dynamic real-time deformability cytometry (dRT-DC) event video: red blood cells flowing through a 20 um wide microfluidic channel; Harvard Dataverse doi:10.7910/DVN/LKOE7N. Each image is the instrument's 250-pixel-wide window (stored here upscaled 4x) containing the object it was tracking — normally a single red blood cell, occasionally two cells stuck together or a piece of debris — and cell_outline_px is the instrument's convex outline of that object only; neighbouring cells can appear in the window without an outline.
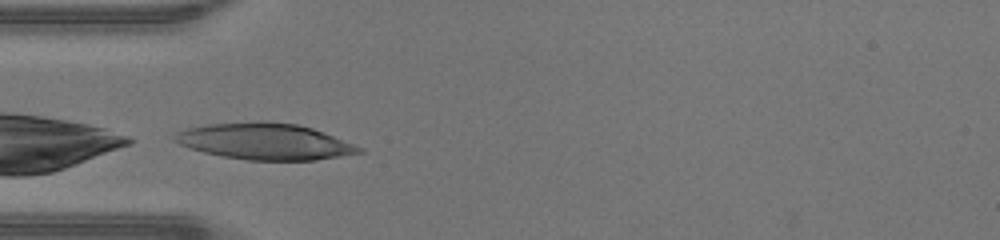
{"species": "human", "species_latin": "Homo sapiens", "temperature_condition": "warm", "stored_images_in_passage": 10, "camera_frame_rate_fps": 3000, "um_per_image_px": 0.085, "donor": {"sex": "male"}, "frame": {"image": 1, "passage_image": 1, "time_ms": 0.0, "image_size_px": [1000, 240], "cell_outline_px": [[364, 152], [316, 160], [248, 160], [220, 156], [204, 152], [180, 144], [172, 140], [172, 136], [176, 132], [188, 128], [208, 124], [260, 120], [296, 124], [312, 128], [324, 132], [364, 148]], "centroid_in_image_um": [22.51, 12.01], "position_along_channel_um": 62.5, "area_um2": 39.13}}
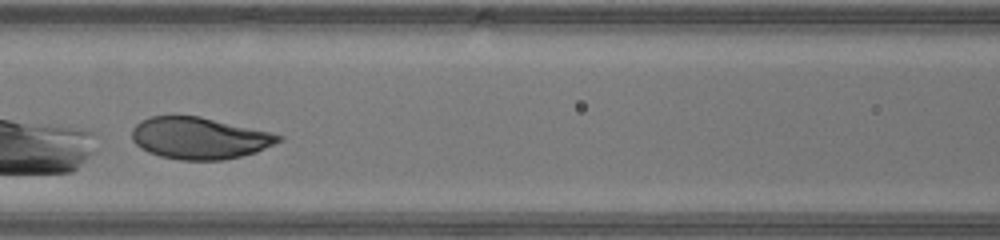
{"frame": {"image": 2, "passage_image": 7, "time_ms": 2.0, "image_size_px": [1000, 240], "cell_outline_px": [[284, 140], [256, 152], [224, 160], [180, 160], [160, 156], [148, 152], [140, 148], [132, 140], [132, 128], [140, 120], [148, 116], [200, 116], [268, 132], [284, 136]], "centroid_in_image_um": [16.92, 11.74], "position_along_channel_um": 149.7, "area_um2": 35.66}}
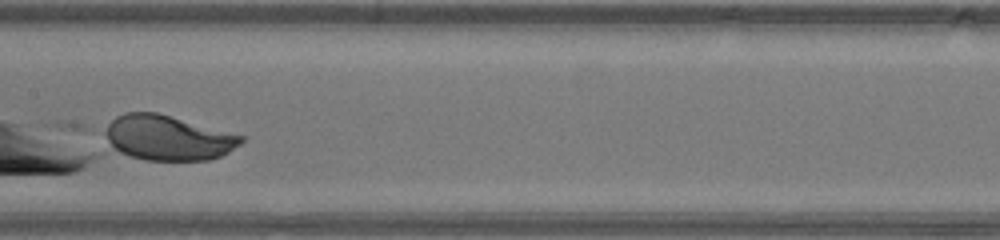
{"frame": {"image": 3, "passage_image": 10, "time_ms": 3.0, "image_size_px": [1000, 240], "cell_outline_px": [[244, 140], [240, 144], [228, 152], [220, 156], [208, 160], [144, 160], [120, 152], [112, 148], [104, 132], [108, 124], [116, 116], [124, 112], [156, 112], [244, 136]], "centroid_in_image_um": [14.25, 11.71], "position_along_channel_um": 193.1, "area_um2": 35.37}}